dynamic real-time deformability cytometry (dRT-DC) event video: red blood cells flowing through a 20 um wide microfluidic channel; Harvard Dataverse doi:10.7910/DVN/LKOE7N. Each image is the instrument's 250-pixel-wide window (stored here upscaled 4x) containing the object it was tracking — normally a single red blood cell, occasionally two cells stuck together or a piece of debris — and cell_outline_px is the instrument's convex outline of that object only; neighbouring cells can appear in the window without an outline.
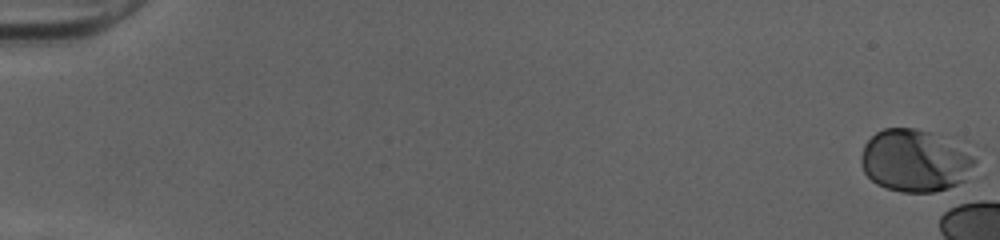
{"species": "human", "species_latin": "Homo sapiens", "temperature_condition": "cold", "stored_images_in_passage": 16, "camera_frame_rate_fps": 3000, "um_per_image_px": 0.085, "donor": {"sex": "female"}, "frame": {"image": 1, "passage_image": 1, "time_ms": 0.0, "image_size_px": [1000, 240], "cell_outline_px": [[976, 160], [964, 180], [948, 188], [932, 192], [900, 192], [884, 188], [876, 184], [864, 172], [860, 160], [860, 156], [864, 144], [876, 132], [884, 128], [916, 128], [968, 140], [976, 148]], "centroid_in_image_um": [77.91, 13.59], "position_along_channel_um": 7.1, "area_um2": 43.23}}